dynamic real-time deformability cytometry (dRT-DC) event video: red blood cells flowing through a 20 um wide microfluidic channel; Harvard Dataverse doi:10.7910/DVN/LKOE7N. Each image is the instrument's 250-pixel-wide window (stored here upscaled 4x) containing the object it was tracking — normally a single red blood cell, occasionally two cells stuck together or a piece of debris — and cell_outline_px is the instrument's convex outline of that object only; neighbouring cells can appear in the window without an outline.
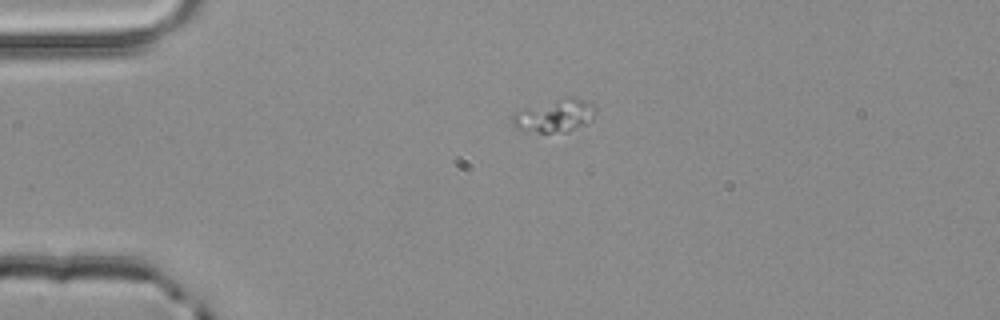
{"species": "common noctule bat (a hibernating species)", "species_latin": "Nyctalus noctula", "temperature_condition": "room temperature", "stored_images_in_passage": 3, "segment_of_instrument_passage": [2, 2], "camera_frame_rate_fps": 3000, "um_per_image_px": 0.085, "animal": {"sex": "male", "body_mass_g": 20.4}, "frame": {"image": 1, "passage_image": 3, "time_ms": 0.667, "image_size_px": [1000, 320], "cell_outline_px": [[596, 108], [592, 120], [568, 132], [536, 132], [516, 128], [512, 120], [512, 116], [520, 108], [572, 96], [584, 100], [592, 104]], "centroid_in_image_um": [47.15, 9.83], "position_along_channel_um": 37.8, "area_um2": 15.78}}